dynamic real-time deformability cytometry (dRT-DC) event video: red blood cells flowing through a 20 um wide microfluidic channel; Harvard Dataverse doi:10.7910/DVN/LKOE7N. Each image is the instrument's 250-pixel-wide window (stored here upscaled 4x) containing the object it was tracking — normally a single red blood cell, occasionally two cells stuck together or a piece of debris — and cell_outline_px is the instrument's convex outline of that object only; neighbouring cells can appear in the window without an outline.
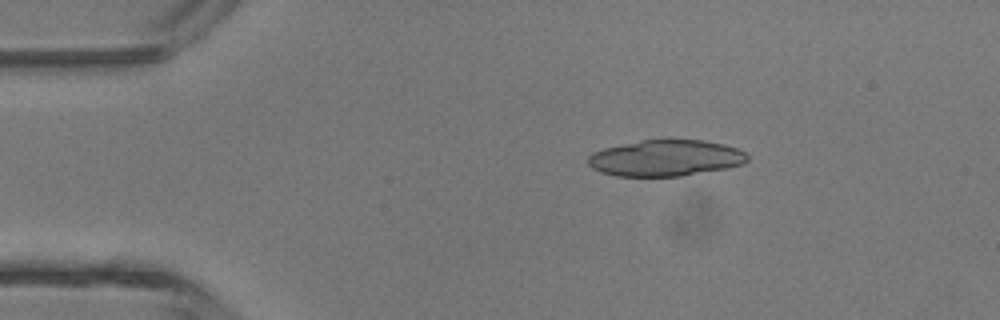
{"species": "common noctule bat (a hibernating species)", "species_latin": "Nyctalus noctula", "temperature_condition": "room temperature", "stored_images_in_passage": 5, "segment_of_instrument_passage": [1, 2], "camera_frame_rate_fps": 3000, "um_per_image_px": 0.085, "animal": {"sex": "male", "body_mass_g": 13.3}, "frame": {"image": 1, "passage_image": 3, "time_ms": 2.333, "image_size_px": [1000, 320], "cell_outline_px": [[748, 160], [744, 164], [728, 168], [680, 176], [616, 176], [600, 172], [592, 168], [588, 164], [588, 156], [592, 152], [604, 148], [640, 140], [664, 136], [704, 140], [724, 144], [736, 148], [744, 152], [748, 156]], "centroid_in_image_um": [56.58, 13.39], "position_along_channel_um": 28.4, "area_um2": 34.62}}